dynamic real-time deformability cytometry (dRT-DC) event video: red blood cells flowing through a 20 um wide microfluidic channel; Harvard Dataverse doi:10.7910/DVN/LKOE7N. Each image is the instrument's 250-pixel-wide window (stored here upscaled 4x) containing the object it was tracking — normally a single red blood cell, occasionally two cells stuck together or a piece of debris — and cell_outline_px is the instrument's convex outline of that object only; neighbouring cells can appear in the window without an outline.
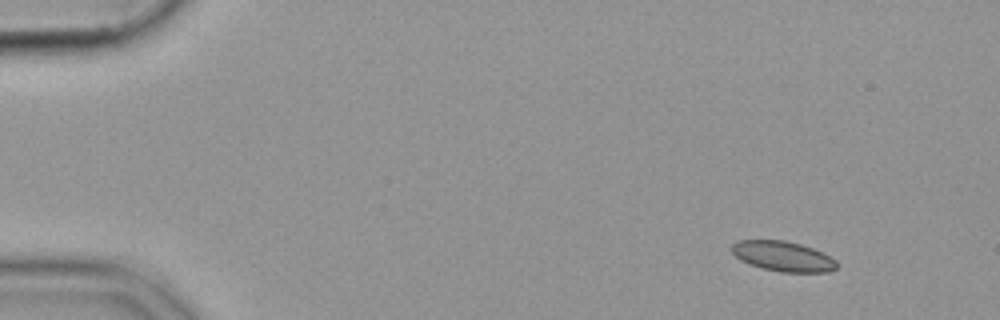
{"species": "common noctule bat (a hibernating species)", "species_latin": "Nyctalus noctula", "temperature_condition": "cold", "stored_images_in_passage": 11, "camera_frame_rate_fps": 3000, "um_per_image_px": 0.085, "animal": {"sex": "female", "body_mass_g": 19.9}, "frame": {"image": 1, "passage_image": 1, "time_ms": 0.0, "image_size_px": [1000, 320], "cell_outline_px": [[836, 268], [828, 272], [780, 272], [764, 268], [740, 260], [732, 252], [732, 244], [736, 240], [784, 240], [800, 244], [812, 248], [836, 260]], "centroid_in_image_um": [66.53, 21.78], "position_along_channel_um": 18.5, "area_um2": 18.15}}